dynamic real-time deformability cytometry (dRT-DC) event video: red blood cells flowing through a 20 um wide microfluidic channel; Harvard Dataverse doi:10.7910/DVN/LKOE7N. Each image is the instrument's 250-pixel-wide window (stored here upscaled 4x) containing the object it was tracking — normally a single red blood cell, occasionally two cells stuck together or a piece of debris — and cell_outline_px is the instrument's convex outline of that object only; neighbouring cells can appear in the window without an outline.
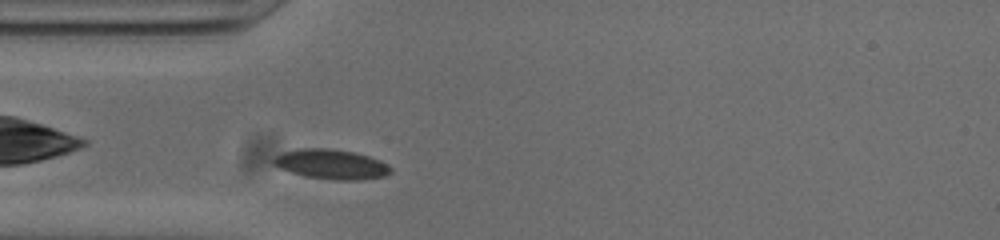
{"species": "common noctule bat (a hibernating species)", "species_latin": "Nyctalus noctula", "temperature_condition": "cold", "stored_images_in_passage": 33, "camera_frame_rate_fps": 3000, "um_per_image_px": 0.085, "animal": {"sex": "male", "body_mass_g": 20.0, "forearm_length_mm": 53.3}, "frame": {"image": 1, "passage_image": 1, "time_ms": 0.0, "image_size_px": [1000, 240], "cell_outline_px": [[392, 172], [384, 176], [360, 180], [336, 180], [304, 176], [280, 168], [272, 164], [272, 160], [276, 156], [284, 152], [296, 148], [328, 148], [352, 152], [368, 156], [380, 160], [388, 164], [392, 168]], "centroid_in_image_um": [28.16, 13.96], "position_along_channel_um": 56.8, "area_um2": 20.35}}
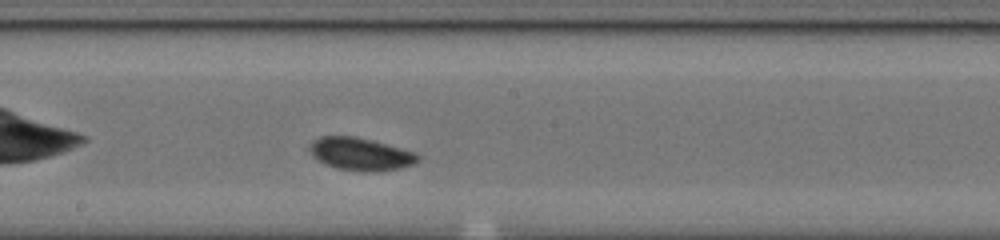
{"frame": {"image": 2, "passage_image": 14, "time_ms": 4.333, "image_size_px": [1000, 240], "cell_outline_px": [[420, 160], [412, 164], [400, 168], [376, 172], [356, 172], [336, 168], [324, 164], [312, 156], [308, 148], [320, 136], [352, 136], [416, 152], [420, 156]], "centroid_in_image_um": [30.64, 13.12], "position_along_channel_um": 217.6, "area_um2": 20.52}}
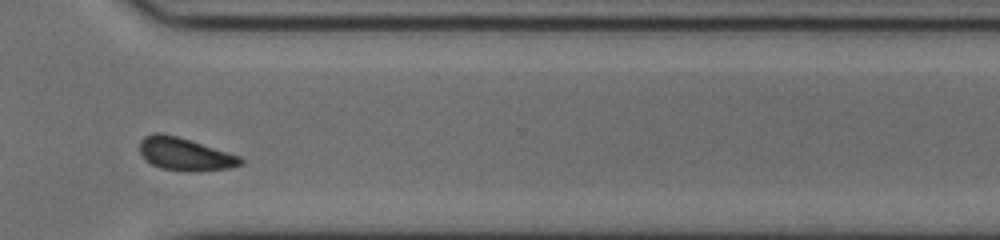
{"frame": {"image": 3, "passage_image": 25, "time_ms": 8.0, "image_size_px": [1000, 240], "cell_outline_px": [[244, 164], [228, 168], [196, 172], [188, 172], [160, 168], [152, 164], [140, 152], [140, 140], [144, 136], [152, 132], [160, 132], [176, 136], [240, 156], [244, 160]], "centroid_in_image_um": [15.72, 13.11], "position_along_channel_um": 354.9, "area_um2": 19.19}, "authors_computed_cell_mechanics": {"area_um2": 19.363, "velocity_mm_per_s": 3.738, "shape_relaxation_time_tau1_ms": 1.9042, "shape_relaxation_time_tau2_ms": null, "deformation_change_tau1": 0.0567, "deformation_change_tau2": null}}